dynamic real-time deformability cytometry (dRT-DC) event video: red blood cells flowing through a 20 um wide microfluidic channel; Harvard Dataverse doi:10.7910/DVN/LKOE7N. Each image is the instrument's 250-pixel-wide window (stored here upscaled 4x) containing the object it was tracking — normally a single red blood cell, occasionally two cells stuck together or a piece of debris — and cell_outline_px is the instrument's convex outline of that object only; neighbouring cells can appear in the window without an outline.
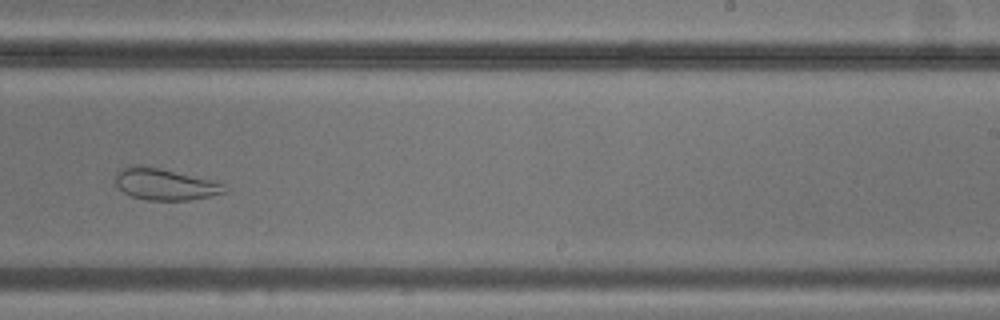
{"species": "common noctule bat (a hibernating species)", "species_latin": "Nyctalus noctula", "temperature_condition": "cold", "stored_images_in_passage": 8, "camera_frame_rate_fps": 3000, "um_per_image_px": 0.085, "animal": {"sex": "male", "body_mass_g": 20.5, "forearm_length_mm": 52.5}, "frame": {"image": 1, "passage_image": 8, "time_ms": 8.0, "image_size_px": [1000, 320], "cell_outline_px": [[228, 192], [188, 200], [148, 200], [132, 196], [124, 192], [116, 184], [112, 176], [120, 168], [132, 164], [136, 164], [160, 168], [224, 184]], "centroid_in_image_um": [13.93, 15.65], "position_along_channel_um": 275.1, "area_um2": 19.94}}